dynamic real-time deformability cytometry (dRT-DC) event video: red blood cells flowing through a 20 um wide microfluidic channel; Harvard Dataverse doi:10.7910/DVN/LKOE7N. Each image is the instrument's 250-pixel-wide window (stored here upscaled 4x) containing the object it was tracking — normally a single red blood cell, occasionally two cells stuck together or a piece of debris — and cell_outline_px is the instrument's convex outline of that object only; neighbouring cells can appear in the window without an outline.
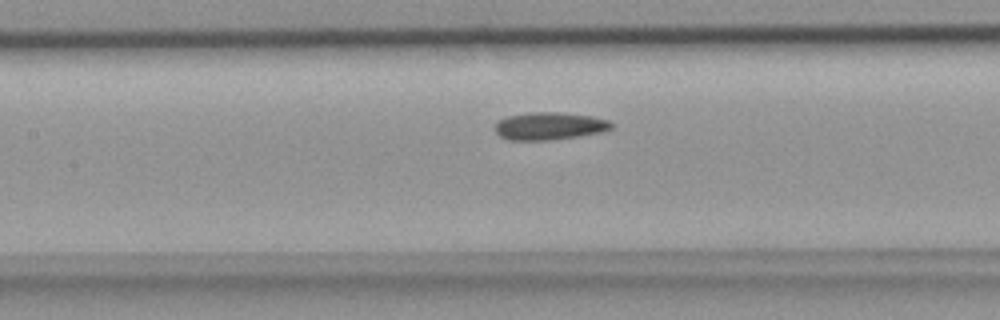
{"species": "common noctule bat (a hibernating species)", "species_latin": "Nyctalus noctula", "temperature_condition": "room temperature", "stored_images_in_passage": 6, "camera_frame_rate_fps": 3000, "um_per_image_px": 0.085, "animal": {"sex": "female", "body_mass_g": 18.4}, "frame": {"image": 1, "passage_image": 6, "time_ms": 1.667, "image_size_px": [1000, 320], "cell_outline_px": [[612, 128], [600, 132], [576, 136], [548, 140], [508, 140], [500, 136], [496, 132], [496, 124], [500, 120], [508, 116], [532, 112], [564, 112], [592, 116], [608, 120], [612, 124]], "centroid_in_image_um": [46.7, 10.7], "position_along_channel_um": 160.7, "area_um2": 18.5}}